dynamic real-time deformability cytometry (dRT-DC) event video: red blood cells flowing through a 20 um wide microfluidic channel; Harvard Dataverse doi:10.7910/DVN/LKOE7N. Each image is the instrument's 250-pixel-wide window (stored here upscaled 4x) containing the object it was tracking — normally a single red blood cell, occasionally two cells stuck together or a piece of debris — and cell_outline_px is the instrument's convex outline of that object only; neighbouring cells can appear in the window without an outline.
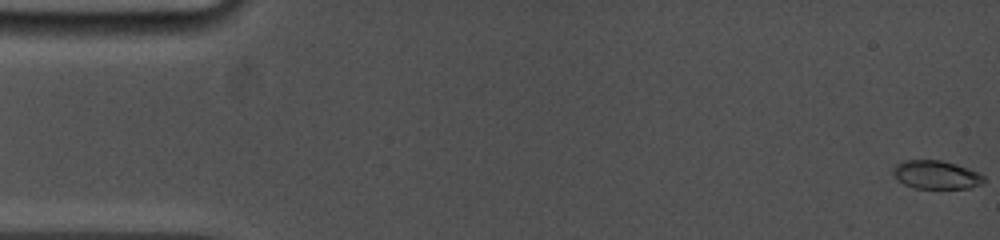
{"species": "common noctule bat (a hibernating species)", "species_latin": "Nyctalus noctula", "temperature_condition": "cold", "stored_images_in_passage": 50, "camera_frame_rate_fps": 5000, "um_per_image_px": 0.085, "animal": {"sex": "female", "body_mass_g": 19.0, "forearm_length_mm": 53.3}, "frame": {"image": 1, "passage_image": 1, "time_ms": 0.0, "image_size_px": [1000, 240], "cell_outline_px": [[984, 184], [968, 188], [916, 188], [904, 184], [892, 172], [892, 168], [896, 164], [904, 160], [940, 160], [956, 164], [968, 168], [984, 176]], "centroid_in_image_um": [79.58, 14.85], "position_along_channel_um": 5.4, "area_um2": 14.91}}
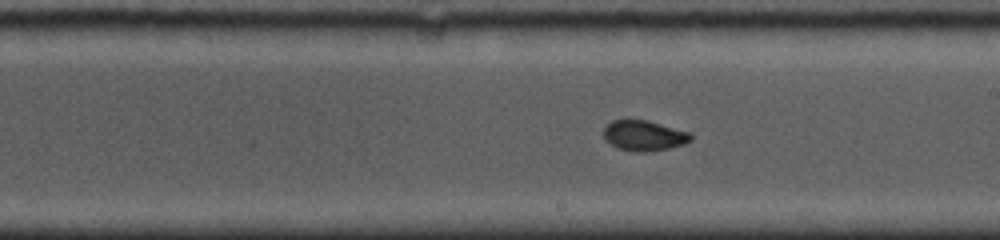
{"frame": {"image": 2, "passage_image": 23, "time_ms": 9.4, "image_size_px": [1000, 240], "cell_outline_px": [[692, 140], [684, 144], [668, 148], [644, 152], [636, 152], [616, 148], [604, 140], [604, 128], [612, 120], [648, 120], [692, 132]], "centroid_in_image_um": [54.76, 11.52], "position_along_channel_um": 234.2, "area_um2": 15.61}}
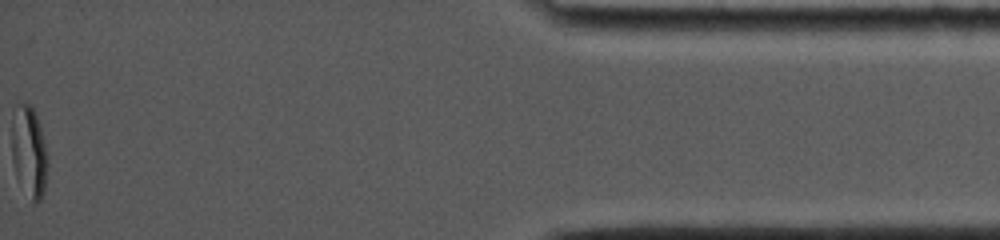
{"frame": {"image": 3, "passage_image": 50, "time_ms": 16.2, "image_size_px": [1000, 240], "cell_outline_px": [[48, 160], [44, 192], [40, 200], [32, 200], [16, 176], [12, 160], [12, 124], [20, 104], [24, 100], [32, 104], [48, 152]], "centroid_in_image_um": [2.49, 12.88], "position_along_channel_um": 432.7, "area_um2": 18.67}, "authors_computed_cell_mechanics": {"area_um2": 15.8661, "velocity_mm_per_s": 3.9345, "shape_relaxation_time_tau1_ms": 7.2993, "shape_relaxation_time_tau2_ms": null, "deformation_change_tau1": 0.1878, "deformation_change_tau2": null}}